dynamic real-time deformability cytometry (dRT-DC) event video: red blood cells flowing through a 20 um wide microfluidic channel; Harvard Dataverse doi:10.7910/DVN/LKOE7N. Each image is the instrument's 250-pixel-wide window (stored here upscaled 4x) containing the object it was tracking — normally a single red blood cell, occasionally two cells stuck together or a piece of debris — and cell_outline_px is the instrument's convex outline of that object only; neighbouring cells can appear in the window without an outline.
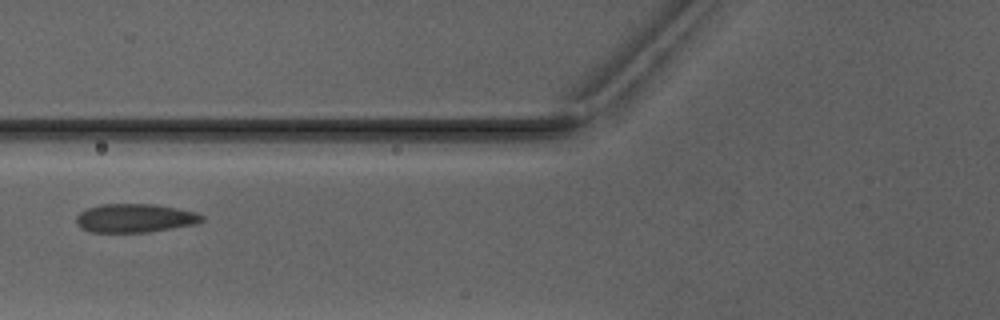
{"species": "Egyptian fruit bat (a non-hibernating species)", "species_latin": "Rousettus aegyptiacus", "temperature_condition": "warm", "stored_images_in_passage": 6, "camera_frame_rate_fps": 3000, "um_per_image_px": 0.085, "animal": {"sex": "male"}, "frame": {"image": 1, "passage_image": 6, "time_ms": 7.0, "image_size_px": [1000, 320], "cell_outline_px": [[204, 220], [196, 224], [148, 232], [92, 232], [80, 228], [76, 224], [76, 216], [80, 212], [88, 208], [100, 204], [152, 204], [176, 208], [196, 212], [204, 216]], "centroid_in_image_um": [11.46, 18.54], "position_along_channel_um": 114.3, "area_um2": 20.98}}